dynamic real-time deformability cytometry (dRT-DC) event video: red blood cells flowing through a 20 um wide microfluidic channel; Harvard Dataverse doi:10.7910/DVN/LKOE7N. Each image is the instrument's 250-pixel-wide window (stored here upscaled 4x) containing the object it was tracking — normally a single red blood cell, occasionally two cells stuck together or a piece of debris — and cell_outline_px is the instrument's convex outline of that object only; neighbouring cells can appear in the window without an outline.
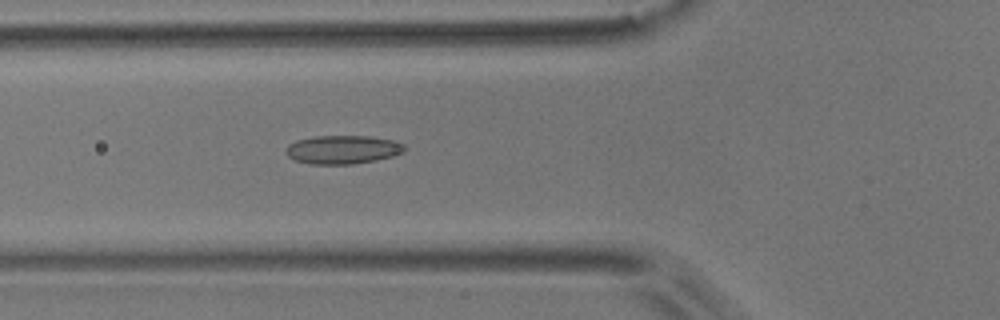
{"species": "common noctule bat (a hibernating species)", "species_latin": "Nyctalus noctula", "temperature_condition": "room temperature", "stored_images_in_passage": 53, "camera_frame_rate_fps": 3000, "um_per_image_px": 0.085, "animal": {"sex": "male", "body_mass_g": 17.9}, "frame": {"image": 1, "passage_image": 19, "time_ms": 6.0, "image_size_px": [1000, 320], "cell_outline_px": [[404, 152], [392, 156], [376, 160], [352, 164], [312, 164], [296, 160], [288, 156], [284, 152], [288, 144], [296, 140], [316, 136], [372, 136], [396, 140], [404, 144]], "centroid_in_image_um": [29.14, 12.7], "position_along_channel_um": 96.7, "area_um2": 19.83}}
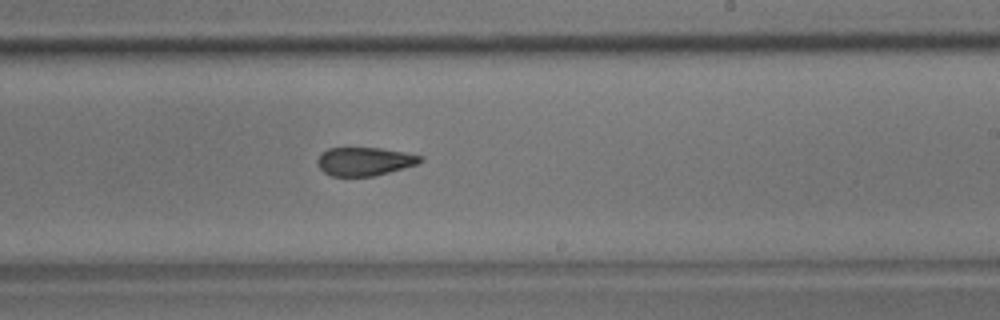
{"frame": {"image": 2, "passage_image": 32, "time_ms": 10.333, "image_size_px": [1000, 320], "cell_outline_px": [[424, 160], [416, 164], [376, 176], [332, 176], [324, 172], [320, 168], [316, 160], [328, 148], [380, 148], [404, 152], [424, 156]], "centroid_in_image_um": [31.01, 13.72], "position_along_channel_um": 258.0, "area_um2": 16.94}}
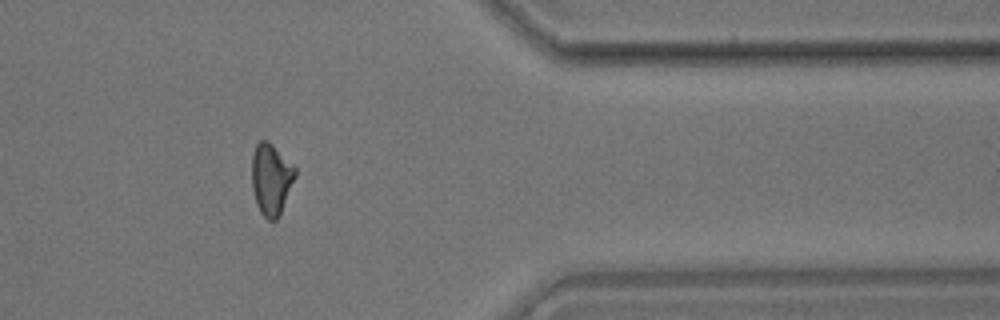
{"frame": {"image": 3, "passage_image": 44, "time_ms": 14.333, "image_size_px": [1000, 320], "cell_outline_px": [[296, 176], [280, 216], [276, 220], [268, 220], [260, 212], [256, 204], [252, 188], [252, 156], [256, 144], [260, 140], [268, 140], [296, 168]], "centroid_in_image_um": [23.05, 15.24], "position_along_channel_um": 388.4, "area_um2": 18.15}}